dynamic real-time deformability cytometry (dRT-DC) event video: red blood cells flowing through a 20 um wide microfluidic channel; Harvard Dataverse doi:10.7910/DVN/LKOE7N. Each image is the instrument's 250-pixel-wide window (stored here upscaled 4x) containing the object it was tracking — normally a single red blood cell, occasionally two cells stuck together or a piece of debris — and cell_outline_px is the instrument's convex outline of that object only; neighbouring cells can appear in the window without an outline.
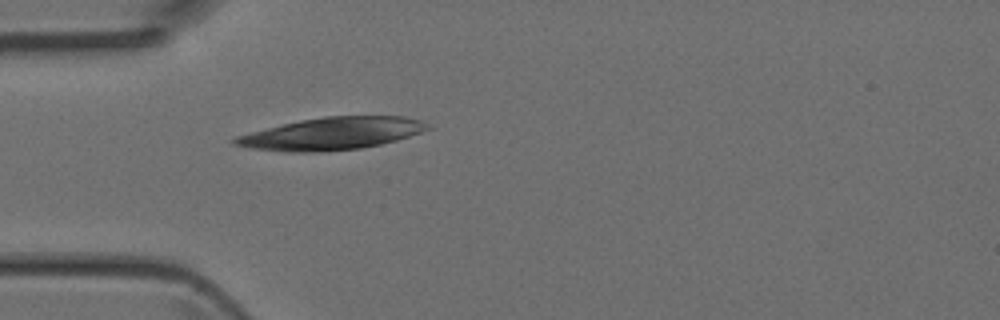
{"species": "Egyptian fruit bat (a non-hibernating species)", "species_latin": "Rousettus aegyptiacus", "temperature_condition": "room temperature", "stored_images_in_passage": 3, "camera_frame_rate_fps": 3000, "um_per_image_px": 0.085, "animal": {"sex": "female"}, "frame": {"image": 1, "passage_image": 3, "time_ms": 0.667, "image_size_px": [1000, 320], "cell_outline_px": [[432, 128], [396, 140], [380, 144], [360, 148], [320, 152], [292, 152], [252, 148], [232, 144], [232, 140], [236, 136], [300, 120], [324, 116], [404, 116], [420, 120], [428, 124]], "centroid_in_image_um": [28.23, 11.35], "position_along_channel_um": 56.8, "area_um2": 35.89}}